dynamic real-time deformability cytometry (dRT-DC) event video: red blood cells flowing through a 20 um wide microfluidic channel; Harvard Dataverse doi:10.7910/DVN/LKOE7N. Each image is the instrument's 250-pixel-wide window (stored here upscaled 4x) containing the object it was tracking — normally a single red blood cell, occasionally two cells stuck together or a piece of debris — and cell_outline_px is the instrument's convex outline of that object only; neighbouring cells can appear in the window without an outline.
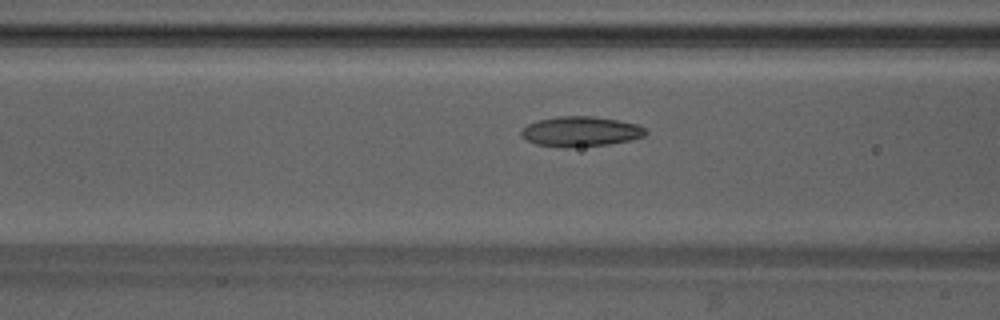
{"species": "Egyptian fruit bat (a non-hibernating species)", "species_latin": "Rousettus aegyptiacus", "temperature_condition": "warm", "stored_images_in_passage": 48, "camera_frame_rate_fps": 3000, "um_per_image_px": 0.085, "animal": {"sex": "male"}, "frame": {"image": 1, "passage_image": 19, "time_ms": 6.0, "image_size_px": [1000, 320], "cell_outline_px": [[648, 132], [644, 136], [632, 140], [608, 144], [568, 148], [564, 148], [536, 144], [528, 140], [520, 132], [528, 124], [536, 120], [556, 116], [592, 116], [620, 120], [636, 124], [644, 128]], "centroid_in_image_um": [49.37, 11.17], "position_along_channel_um": 117.2, "area_um2": 21.85}}
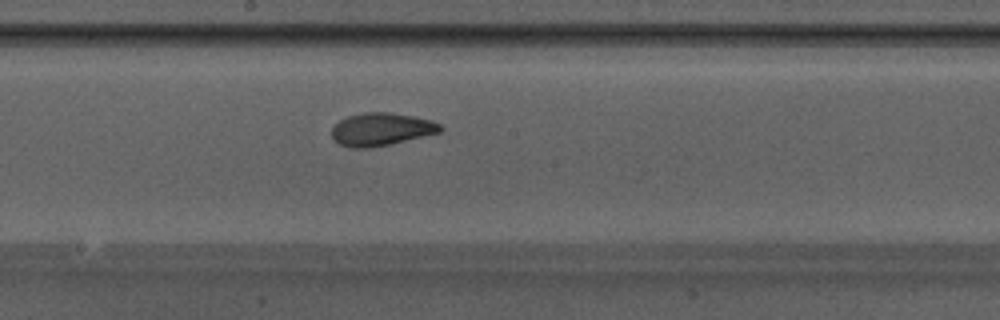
{"frame": {"image": 2, "passage_image": 26, "time_ms": 8.333, "image_size_px": [1000, 320], "cell_outline_px": [[444, 128], [440, 132], [392, 144], [368, 148], [352, 148], [340, 144], [332, 136], [332, 128], [340, 120], [348, 116], [364, 112], [392, 112], [432, 120], [440, 124]], "centroid_in_image_um": [32.43, 10.99], "position_along_channel_um": 215.8, "area_um2": 20.75}}
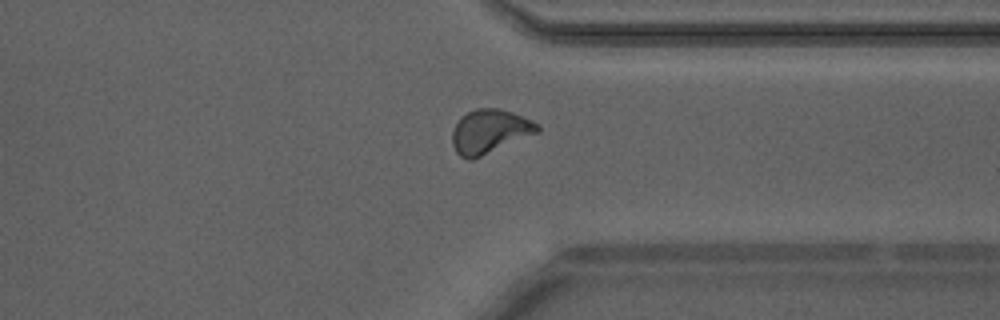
{"frame": {"image": 3, "passage_image": 37, "time_ms": 12.0, "image_size_px": [1000, 320], "cell_outline_px": [[540, 128], [536, 132], [472, 160], [468, 160], [460, 156], [456, 152], [452, 144], [452, 132], [460, 116], [476, 108], [500, 108], [512, 112], [532, 120], [540, 124]], "centroid_in_image_um": [41.58, 11.15], "position_along_channel_um": 369.8, "area_um2": 21.56}, "authors_computed_cell_mechanics": {"area_um2": 20.8947, "velocity_mm_per_s": 4.222, "shape_relaxation_time_tau1_ms": 5.1597, "shape_relaxation_time_tau2_ms": 1.4826, "deformation_change_tau1": 0.1713, "deformation_change_tau2": 0.0658}}